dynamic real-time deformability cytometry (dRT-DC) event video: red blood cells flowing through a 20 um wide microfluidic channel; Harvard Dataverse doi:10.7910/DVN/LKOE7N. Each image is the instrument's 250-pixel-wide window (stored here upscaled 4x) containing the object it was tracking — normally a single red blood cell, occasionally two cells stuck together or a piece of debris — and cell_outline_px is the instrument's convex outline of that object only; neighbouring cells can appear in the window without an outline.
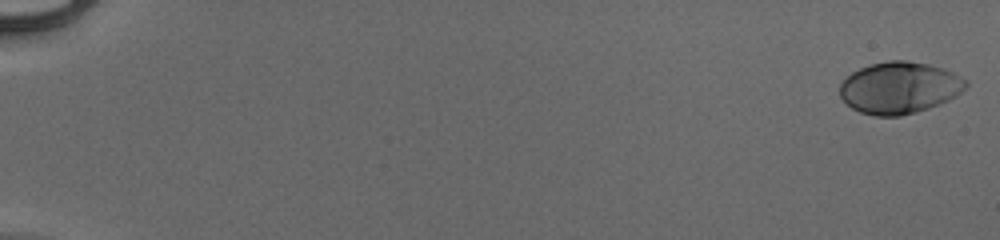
{"species": "human", "species_latin": "Homo sapiens", "temperature_condition": "cold", "stored_images_in_passage": 22, "camera_frame_rate_fps": 3000, "um_per_image_px": 0.085, "donor": {"sex": "male"}, "frame": {"image": 1, "passage_image": 1, "time_ms": 0.0, "image_size_px": [1000, 240], "cell_outline_px": [[968, 84], [956, 96], [948, 100], [928, 108], [916, 112], [900, 116], [876, 116], [860, 112], [852, 108], [840, 96], [840, 84], [852, 72], [860, 68], [872, 64], [888, 60], [908, 60], [928, 64], [944, 68], [968, 80]], "centroid_in_image_um": [76.46, 7.45], "position_along_channel_um": 8.5, "area_um2": 37.92}}
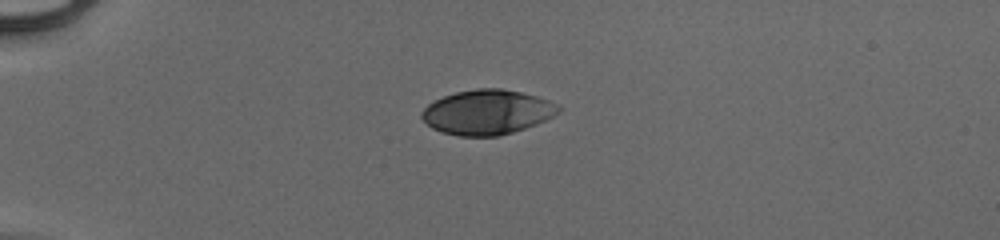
{"frame": {"image": 2, "passage_image": 16, "time_ms": 5.0, "image_size_px": [1000, 240], "cell_outline_px": [[560, 112], [536, 124], [500, 136], [460, 136], [440, 132], [432, 128], [420, 116], [420, 112], [428, 104], [444, 96], [456, 92], [476, 88], [500, 88], [520, 92], [536, 96], [548, 100], [556, 104], [560, 108]], "centroid_in_image_um": [41.38, 9.53], "position_along_channel_um": 43.6, "area_um2": 35.49}}